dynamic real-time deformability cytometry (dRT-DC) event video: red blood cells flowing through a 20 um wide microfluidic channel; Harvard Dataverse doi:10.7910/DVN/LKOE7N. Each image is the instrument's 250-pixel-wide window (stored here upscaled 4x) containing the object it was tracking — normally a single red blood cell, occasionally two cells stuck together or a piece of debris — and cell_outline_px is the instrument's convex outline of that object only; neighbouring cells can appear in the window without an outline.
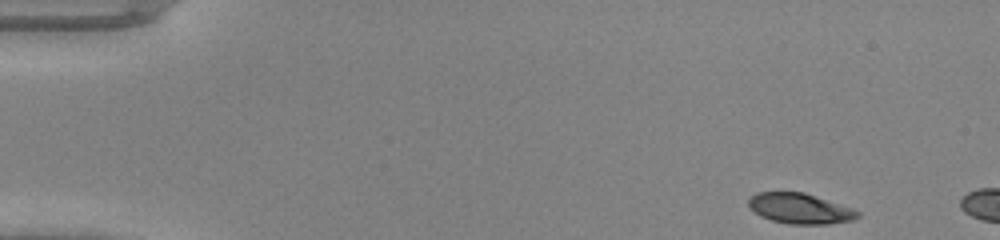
{"species": "common noctule bat (a hibernating species)", "species_latin": "Nyctalus noctula", "temperature_condition": "warm", "stored_images_in_passage": 5, "camera_frame_rate_fps": 3000, "um_per_image_px": 0.085, "animal": {"sex": "male", "body_mass_g": 20.0, "forearm_length_mm": 53.3}, "frame": {"image": 1, "passage_image": 1, "time_ms": 0.0, "image_size_px": [1000, 240], "cell_outline_px": [[860, 216], [852, 220], [828, 224], [788, 224], [772, 220], [760, 216], [748, 208], [748, 200], [756, 192], [804, 192], [852, 208], [860, 212]], "centroid_in_image_um": [67.97, 17.72], "position_along_channel_um": 17.0, "area_um2": 19.36}}